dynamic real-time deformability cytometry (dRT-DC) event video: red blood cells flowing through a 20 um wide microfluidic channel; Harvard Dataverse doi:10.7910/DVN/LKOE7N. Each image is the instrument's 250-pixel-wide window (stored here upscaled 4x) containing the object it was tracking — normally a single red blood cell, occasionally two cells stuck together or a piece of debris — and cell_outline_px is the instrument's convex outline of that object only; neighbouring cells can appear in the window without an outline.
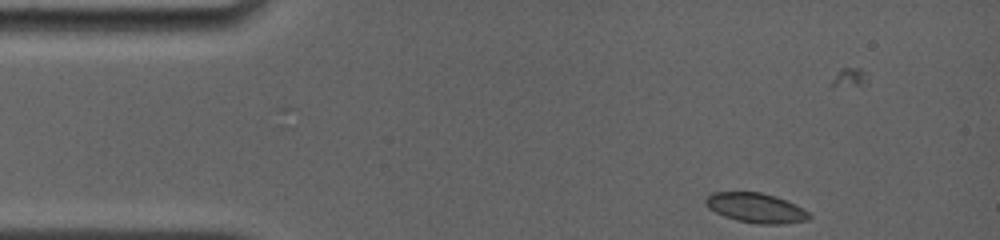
{"species": "common noctule bat (a hibernating species)", "species_latin": "Nyctalus noctula", "temperature_condition": "room temperature", "stored_images_in_passage": 53, "camera_frame_rate_fps": 4000, "um_per_image_px": 0.085, "animal": {"sex": "female", "body_mass_g": 19.0, "forearm_length_mm": 56.7}, "frame": {"image": 1, "passage_image": 1, "time_ms": 0.0, "image_size_px": [1000, 240], "cell_outline_px": [[812, 216], [808, 220], [776, 224], [760, 224], [740, 220], [724, 216], [708, 208], [704, 204], [704, 200], [712, 192], [760, 192], [776, 196], [796, 204], [804, 208]], "centroid_in_image_um": [64.26, 17.65], "position_along_channel_um": 20.7, "area_um2": 17.86}}
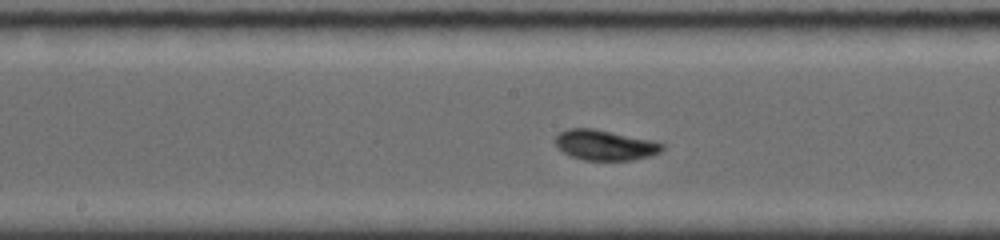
{"frame": {"image": 2, "passage_image": 23, "time_ms": 6.5, "image_size_px": [1000, 240], "cell_outline_px": [[664, 148], [660, 152], [652, 156], [632, 160], [584, 160], [572, 156], [564, 152], [556, 144], [556, 136], [560, 132], [568, 128], [592, 128], [656, 140], [664, 144]], "centroid_in_image_um": [51.49, 12.32], "position_along_channel_um": 196.7, "area_um2": 18.96}}
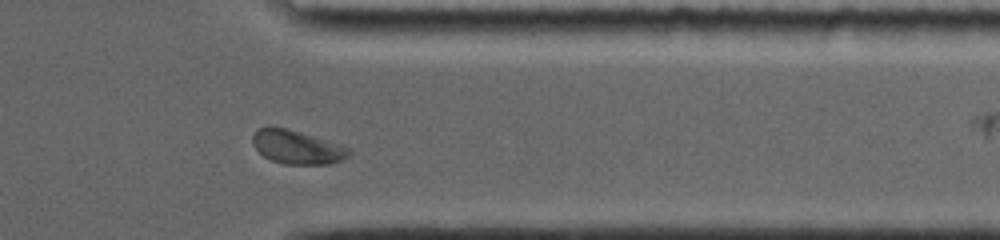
{"frame": {"image": 3, "passage_image": 45, "time_ms": 11.5, "image_size_px": [1000, 240], "cell_outline_px": [[352, 152], [348, 156], [340, 160], [328, 164], [284, 164], [272, 160], [264, 156], [252, 144], [252, 136], [256, 128], [268, 124], [288, 128], [344, 144], [352, 148]], "centroid_in_image_um": [25.25, 12.46], "position_along_channel_um": 386.1, "area_um2": 19.54}, "authors_computed_cell_mechanics": {"area_um2": 18.2648, "velocity_mm_per_s": 3.7706, "shape_relaxation_time_tau1_ms": 1.9192, "shape_relaxation_time_tau2_ms": 1.5659, "deformation_change_tau1": 0.0669, "deformation_change_tau2": 0.0447}}